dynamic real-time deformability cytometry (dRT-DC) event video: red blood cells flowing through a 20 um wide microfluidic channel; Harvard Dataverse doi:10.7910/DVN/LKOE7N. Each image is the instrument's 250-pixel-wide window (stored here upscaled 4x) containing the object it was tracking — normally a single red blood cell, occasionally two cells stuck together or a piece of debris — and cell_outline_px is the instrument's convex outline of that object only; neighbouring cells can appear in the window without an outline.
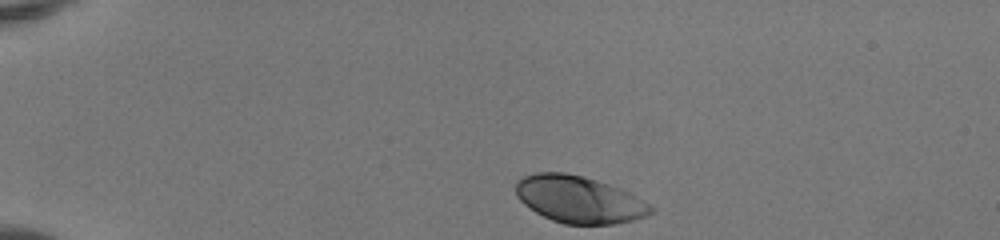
{"species": "human", "species_latin": "Homo sapiens", "temperature_condition": "room temperature", "stored_images_in_passage": 40, "camera_frame_rate_fps": 3000, "um_per_image_px": 0.085, "donor": {"sex": "female"}, "frame": {"image": 1, "passage_image": 1, "time_ms": 0.0, "image_size_px": [1000, 240], "cell_outline_px": [[656, 212], [648, 216], [616, 224], [564, 224], [552, 220], [536, 212], [524, 204], [516, 196], [516, 180], [524, 176], [536, 172], [564, 172], [584, 176], [620, 188], [628, 192], [656, 208]], "centroid_in_image_um": [49.24, 16.95], "position_along_channel_um": 35.8, "area_um2": 37.11}}
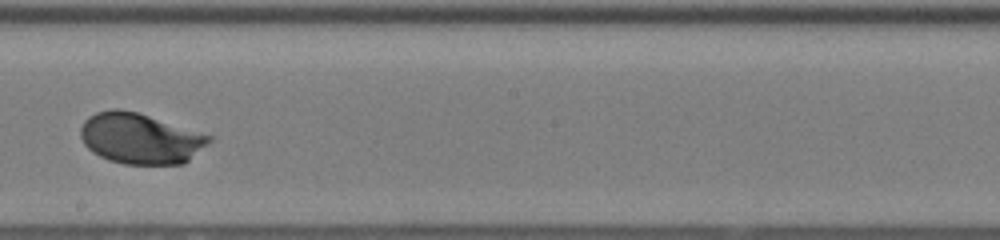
{"frame": {"image": 2, "passage_image": 21, "time_ms": 6.667, "image_size_px": [1000, 240], "cell_outline_px": [[212, 140], [208, 144], [184, 164], [124, 164], [108, 160], [92, 152], [84, 144], [80, 136], [80, 128], [84, 120], [88, 116], [96, 112], [112, 108], [120, 108], [136, 112], [212, 136]], "centroid_in_image_um": [11.88, 11.77], "position_along_channel_um": 236.3, "area_um2": 37.92}}
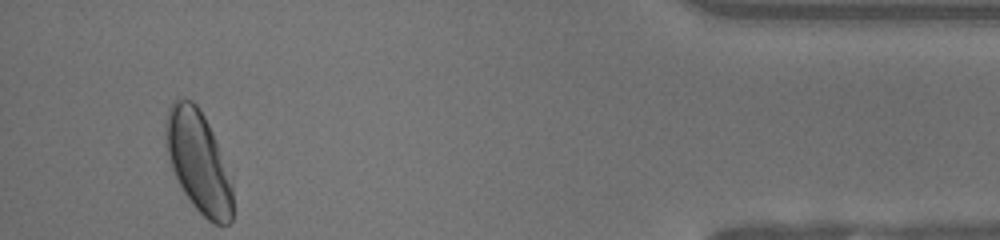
{"frame": {"image": 3, "passage_image": 38, "time_ms": 12.333, "image_size_px": [1000, 240], "cell_outline_px": [[232, 220], [228, 224], [212, 224], [192, 204], [184, 192], [172, 168], [168, 156], [164, 136], [164, 128], [168, 108], [176, 96], [192, 100], [200, 108], [212, 132], [232, 184]], "centroid_in_image_um": [16.83, 13.7], "position_along_channel_um": 418.4, "area_um2": 39.3}, "authors_computed_cell_mechanics": {"area_um2": 37.5411, "velocity_mm_per_s": 4.11, "shape_relaxation_time_tau1_ms": 2.2427, "shape_relaxation_time_tau2_ms": null, "deformation_change_tau1": 0.1398, "deformation_change_tau2": null}}